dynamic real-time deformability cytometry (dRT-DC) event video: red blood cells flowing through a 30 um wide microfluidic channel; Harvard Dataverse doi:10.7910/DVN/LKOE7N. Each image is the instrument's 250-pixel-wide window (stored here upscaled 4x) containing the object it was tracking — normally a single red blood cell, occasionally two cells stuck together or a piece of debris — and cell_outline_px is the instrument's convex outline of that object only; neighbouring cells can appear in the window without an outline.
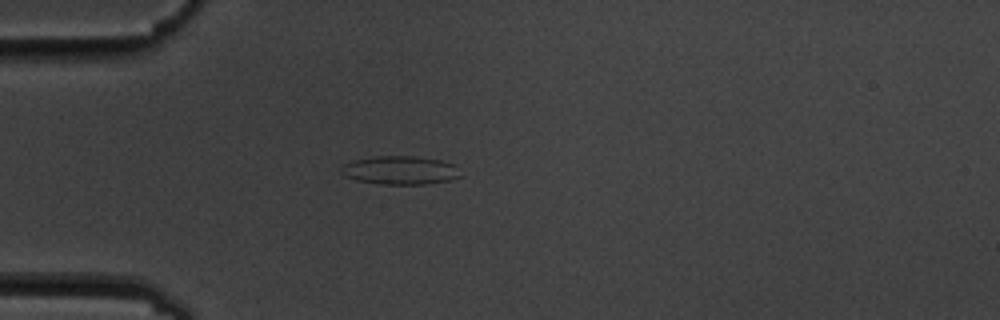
{"species": "common noctule bat (a hibernating species)", "species_latin": "Nyctalus noctula", "temperature_condition": "cold", "stored_images_in_passage": 4, "camera_frame_rate_fps": 3000, "um_per_image_px": 0.085, "animal": {"sex": "male", "body_mass_g": 19.5, "forearm_length_mm": 54.6}, "frame": {"image": 1, "passage_image": 4, "time_ms": 3.333, "image_size_px": [1000, 320], "cell_outline_px": [[464, 176], [448, 180], [424, 184], [380, 184], [356, 180], [344, 176], [340, 172], [340, 168], [344, 164], [352, 160], [376, 156], [416, 156], [440, 160], [456, 164]], "centroid_in_image_um": [34.03, 14.46], "position_along_channel_um": 51.0, "area_um2": 20.06}}